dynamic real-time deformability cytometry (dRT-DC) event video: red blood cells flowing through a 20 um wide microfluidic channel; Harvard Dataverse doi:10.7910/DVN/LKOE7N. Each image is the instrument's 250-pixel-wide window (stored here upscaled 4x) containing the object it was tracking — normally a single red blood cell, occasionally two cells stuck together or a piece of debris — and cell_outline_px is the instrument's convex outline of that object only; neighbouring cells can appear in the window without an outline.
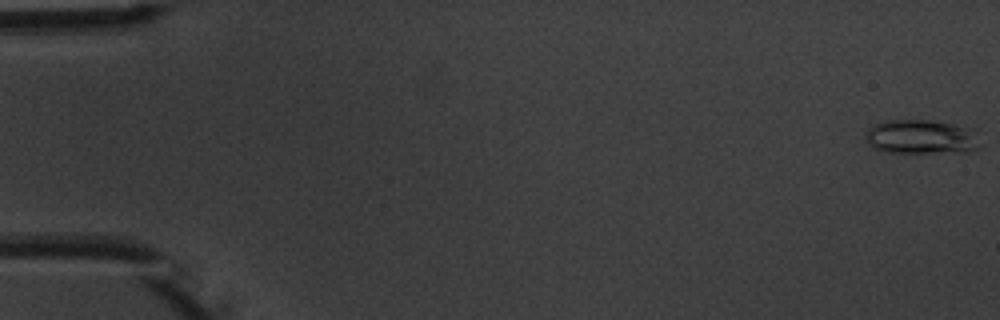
{"species": "common noctule bat (a hibernating species)", "species_latin": "Nyctalus noctula", "temperature_condition": "warm", "stored_images_in_passage": 6, "camera_frame_rate_fps": 3000, "um_per_image_px": 0.085, "animal": {"sex": "male", "body_mass_g": 20.1, "forearm_length_mm": 53.5}, "frame": {"image": 1, "passage_image": 1, "time_ms": 0.0, "image_size_px": [1000, 320], "cell_outline_px": [[976, 148], [968, 152], [888, 152], [872, 148], [868, 144], [864, 136], [868, 128], [876, 124], [888, 120], [928, 120], [952, 124], [972, 128]], "centroid_in_image_um": [78.2, 11.63], "position_along_channel_um": 6.8, "area_um2": 22.43}}